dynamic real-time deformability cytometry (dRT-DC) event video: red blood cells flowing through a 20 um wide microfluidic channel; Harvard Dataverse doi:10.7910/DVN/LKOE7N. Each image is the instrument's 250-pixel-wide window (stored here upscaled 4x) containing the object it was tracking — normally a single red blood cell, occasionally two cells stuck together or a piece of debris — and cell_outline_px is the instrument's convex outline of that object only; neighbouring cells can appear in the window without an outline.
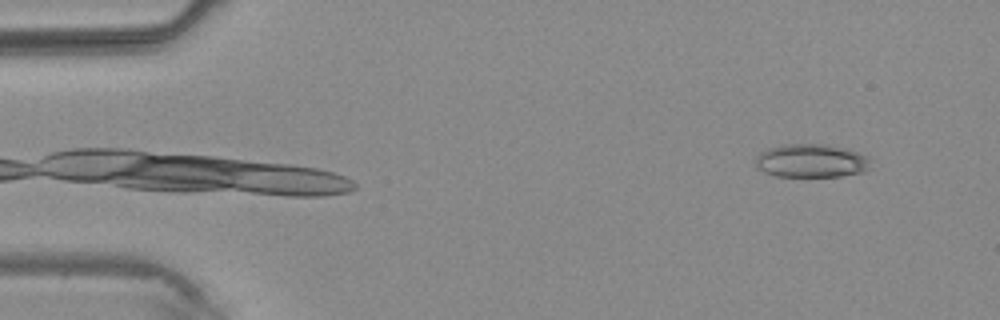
{"species": "common noctule bat (a hibernating species)", "species_latin": "Nyctalus noctula", "temperature_condition": "warm", "stored_images_in_passage": 4, "camera_frame_rate_fps": 3000, "um_per_image_px": 0.085, "animal": {"sex": "male", "body_mass_g": 20.4}, "frame": {"image": 1, "passage_image": 4, "time_ms": 3.667, "image_size_px": [1000, 320], "cell_outline_px": [[868, 168], [864, 172], [840, 176], [776, 176], [764, 172], [756, 168], [752, 160], [760, 152], [768, 148], [780, 144], [828, 144], [848, 148], [868, 156]], "centroid_in_image_um": [68.9, 13.65], "position_along_channel_um": 16.1, "area_um2": 22.77}}